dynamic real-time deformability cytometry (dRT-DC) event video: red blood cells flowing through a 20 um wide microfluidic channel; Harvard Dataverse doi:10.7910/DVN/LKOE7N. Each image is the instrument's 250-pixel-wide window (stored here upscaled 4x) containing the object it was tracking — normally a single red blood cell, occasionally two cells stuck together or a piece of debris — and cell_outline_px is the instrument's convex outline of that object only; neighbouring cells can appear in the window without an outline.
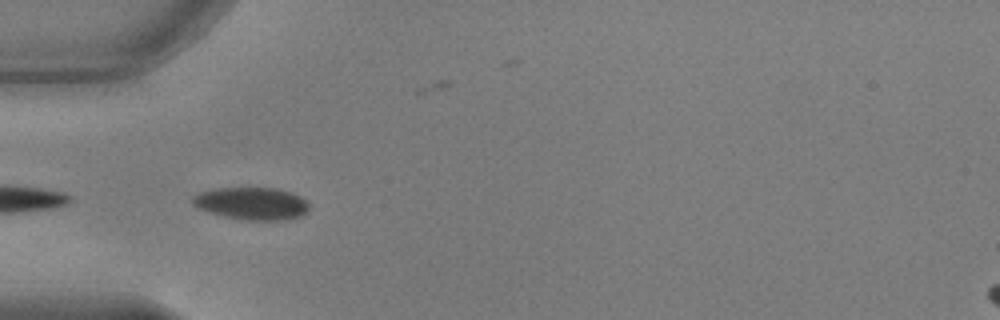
{"species": "common noctule bat (a hibernating species)", "species_latin": "Nyctalus noctula", "temperature_condition": "warm", "stored_images_in_passage": 4, "camera_frame_rate_fps": 3000, "um_per_image_px": 0.085, "animal": {"sex": "male", "body_mass_g": 17.9, "forearm_length_mm": 54.2}, "frame": {"image": 1, "passage_image": 1, "time_ms": 0.0, "image_size_px": [1000, 320], "cell_outline_px": [[308, 212], [300, 216], [288, 220], [244, 220], [224, 216], [208, 212], [200, 208], [192, 200], [192, 196], [200, 192], [216, 188], [276, 188], [292, 192], [300, 196], [308, 204]], "centroid_in_image_um": [21.43, 17.3], "position_along_channel_um": 63.6, "area_um2": 21.96}}